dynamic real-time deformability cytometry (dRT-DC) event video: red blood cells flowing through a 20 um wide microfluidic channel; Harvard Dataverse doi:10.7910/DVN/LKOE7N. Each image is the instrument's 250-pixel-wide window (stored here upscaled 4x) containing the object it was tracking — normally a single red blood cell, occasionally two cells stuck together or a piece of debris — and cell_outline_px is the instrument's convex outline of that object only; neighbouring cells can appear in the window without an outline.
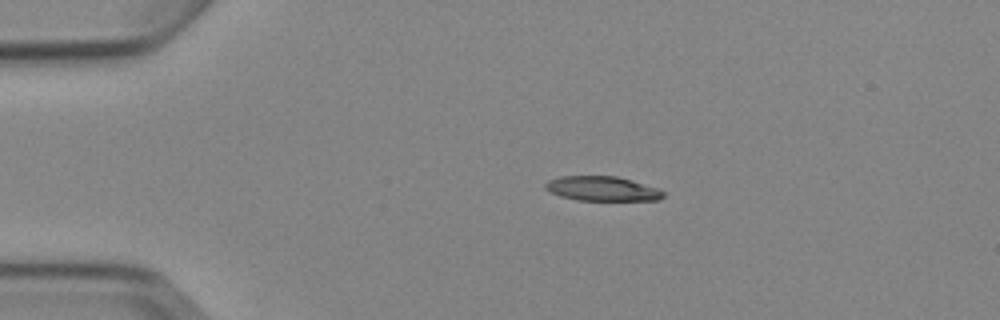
{"species": "Egyptian fruit bat (a non-hibernating species)", "species_latin": "Rousettus aegyptiacus", "temperature_condition": "cold", "stored_images_in_passage": 4, "camera_frame_rate_fps": 3000, "um_per_image_px": 0.085, "animal": {"sex": "female"}, "frame": {"image": 1, "passage_image": 1, "time_ms": 0.0, "image_size_px": [1000, 320], "cell_outline_px": [[664, 196], [660, 200], [576, 200], [560, 196], [544, 188], [544, 184], [548, 180], [560, 176], [616, 176], [632, 180], [656, 188], [664, 192]], "centroid_in_image_um": [51.16, 16.03], "position_along_channel_um": 33.8, "area_um2": 16.82}}
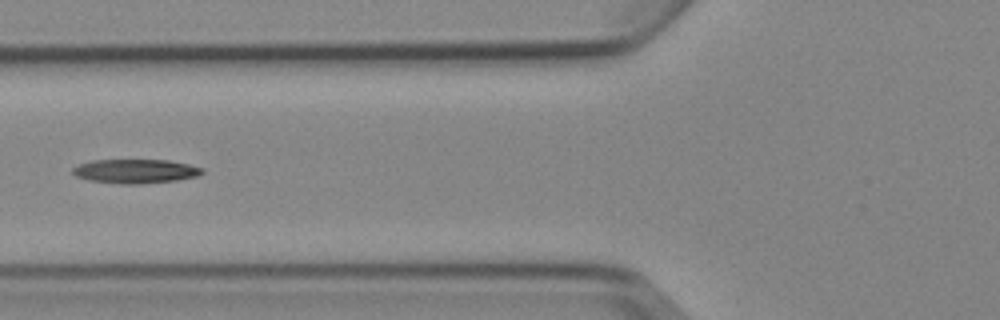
{"frame": {"image": 2, "passage_image": 4, "time_ms": 3.333, "image_size_px": [1000, 320], "cell_outline_px": [[204, 172], [196, 176], [176, 180], [140, 184], [120, 184], [88, 180], [76, 176], [72, 172], [72, 168], [80, 164], [92, 160], [168, 160], [188, 164], [204, 168]], "centroid_in_image_um": [11.5, 14.55], "position_along_channel_um": 114.3, "area_um2": 18.15}}